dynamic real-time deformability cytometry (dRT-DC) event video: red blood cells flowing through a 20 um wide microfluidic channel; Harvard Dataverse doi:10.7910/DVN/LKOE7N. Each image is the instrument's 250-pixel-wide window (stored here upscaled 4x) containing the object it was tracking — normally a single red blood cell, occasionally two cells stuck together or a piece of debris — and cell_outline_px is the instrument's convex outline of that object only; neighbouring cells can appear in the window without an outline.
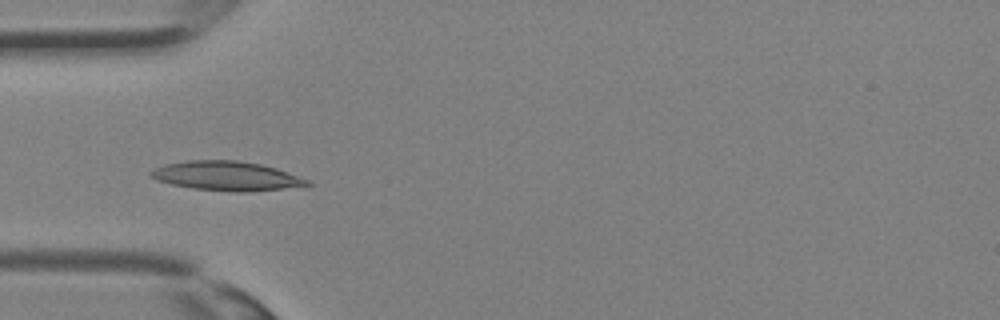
{"species": "Egyptian fruit bat (a non-hibernating species)", "species_latin": "Rousettus aegyptiacus", "temperature_condition": "room temperature", "stored_images_in_passage": 28, "camera_frame_rate_fps": 3000, "um_per_image_px": 0.085, "animal": {"sex": "female"}, "frame": {"image": 1, "passage_image": 4, "time_ms": 1.0, "image_size_px": [1000, 320], "cell_outline_px": [[312, 184], [308, 188], [244, 192], [236, 192], [192, 188], [172, 184], [156, 180], [148, 176], [148, 172], [164, 164], [188, 160], [236, 160], [260, 164], [276, 168], [308, 180]], "centroid_in_image_um": [19.32, 14.97], "position_along_channel_um": 65.7, "area_um2": 27.17}}
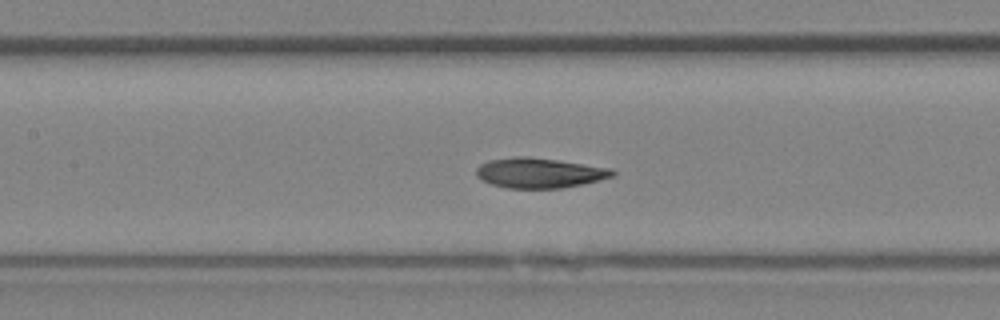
{"frame": {"image": 2, "passage_image": 9, "time_ms": 2.667, "image_size_px": [1000, 320], "cell_outline_px": [[616, 176], [584, 184], [560, 188], [508, 188], [492, 184], [476, 176], [476, 168], [480, 164], [488, 160], [516, 156], [528, 156], [612, 168], [616, 172]], "centroid_in_image_um": [45.88, 14.69], "position_along_channel_um": 161.5, "area_um2": 23.93}}
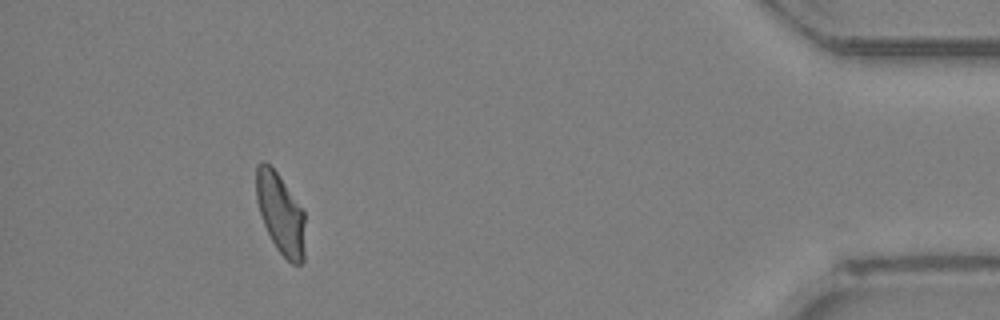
{"frame": {"image": 3, "passage_image": 25, "time_ms": 8.0, "image_size_px": [1000, 320], "cell_outline_px": [[304, 260], [300, 264], [292, 264], [276, 248], [264, 224], [256, 200], [256, 164], [260, 160], [264, 160], [276, 172], [304, 212]], "centroid_in_image_um": [23.83, 18.15], "position_along_channel_um": 411.4, "area_um2": 22.6}}